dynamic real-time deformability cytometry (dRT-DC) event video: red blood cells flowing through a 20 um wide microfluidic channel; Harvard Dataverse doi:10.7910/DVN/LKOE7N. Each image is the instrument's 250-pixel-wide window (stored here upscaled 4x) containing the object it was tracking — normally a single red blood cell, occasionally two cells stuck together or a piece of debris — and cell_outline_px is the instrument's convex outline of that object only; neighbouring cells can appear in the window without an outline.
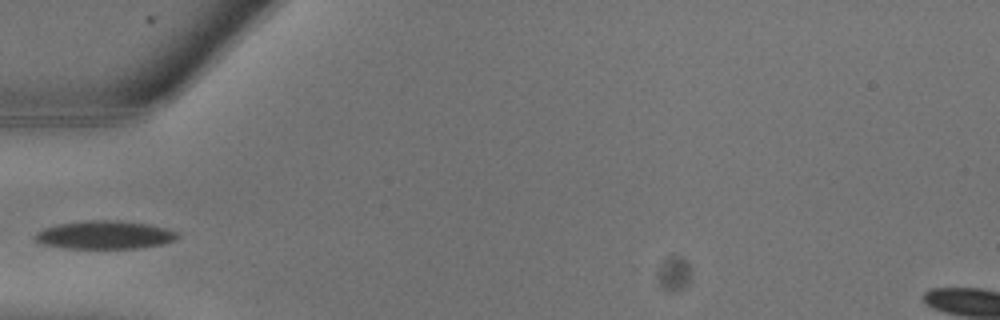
{"species": "common noctule bat (a hibernating species)", "species_latin": "Nyctalus noctula", "temperature_condition": "warm", "stored_images_in_passage": 13, "camera_frame_rate_fps": 3000, "um_per_image_px": 0.085, "animal": {"sex": "male", "body_mass_g": 13.3}, "frame": {"image": 1, "passage_image": 1, "time_ms": 0.0, "image_size_px": [1000, 320], "cell_outline_px": [[180, 236], [176, 240], [164, 244], [140, 248], [64, 248], [44, 244], [36, 240], [36, 232], [44, 228], [60, 224], [84, 220], [116, 220], [148, 224], [168, 228], [176, 232]], "centroid_in_image_um": [8.96, 19.96], "position_along_channel_um": 76.0, "area_um2": 23.41}}
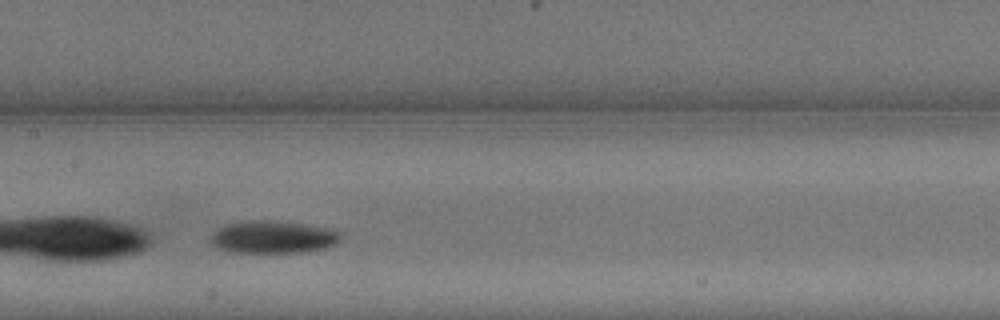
{"frame": {"image": 2, "passage_image": 5, "time_ms": 1.333, "image_size_px": [1000, 320], "cell_outline_px": [[344, 232], [340, 240], [336, 244], [324, 248], [304, 252], [232, 252], [216, 248], [208, 240], [212, 232], [228, 224], [244, 220], [272, 220], [308, 224], [328, 228]], "centroid_in_image_um": [23.22, 20.14], "position_along_channel_um": 184.2, "area_um2": 25.03}}
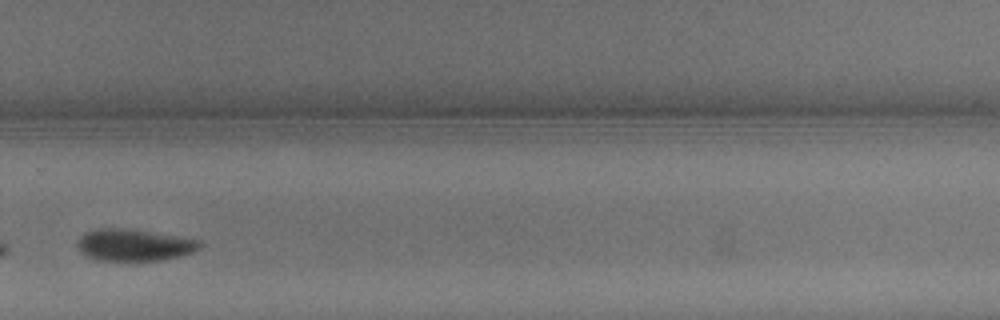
{"frame": {"image": 3, "passage_image": 10, "time_ms": 3.0, "image_size_px": [1000, 320], "cell_outline_px": [[200, 248], [192, 252], [180, 256], [156, 260], [100, 260], [88, 256], [80, 252], [76, 244], [80, 236], [84, 232], [96, 228], [124, 228], [200, 240]], "centroid_in_image_um": [11.33, 20.81], "position_along_channel_um": 318.5, "area_um2": 22.37}}